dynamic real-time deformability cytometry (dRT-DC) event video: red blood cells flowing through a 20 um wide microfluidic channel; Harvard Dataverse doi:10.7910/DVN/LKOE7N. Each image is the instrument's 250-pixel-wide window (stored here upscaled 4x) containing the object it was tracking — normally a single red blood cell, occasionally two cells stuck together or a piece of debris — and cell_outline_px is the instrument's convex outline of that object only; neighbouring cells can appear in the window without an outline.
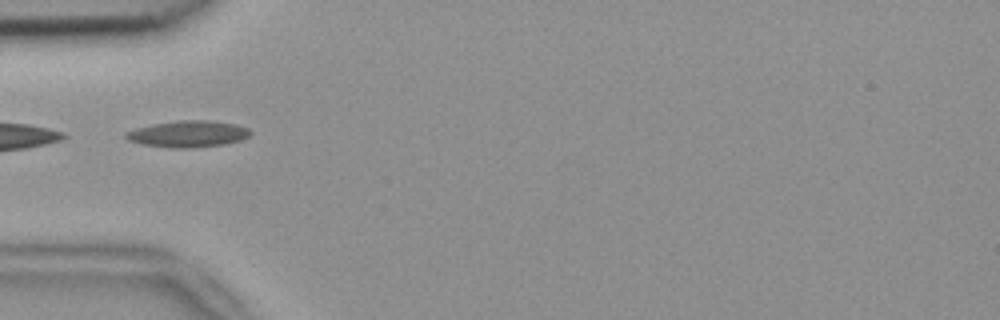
{"species": "common noctule bat (a hibernating species)", "species_latin": "Nyctalus noctula", "temperature_condition": "room temperature", "stored_images_in_passage": 37, "camera_frame_rate_fps": 3000, "um_per_image_px": 0.085, "animal": {"sex": "female", "body_mass_g": 18.4}, "frame": {"image": 1, "passage_image": 1, "time_ms": 0.0, "image_size_px": [1000, 320], "cell_outline_px": [[252, 132], [248, 136], [240, 140], [224, 144], [188, 148], [172, 148], [140, 144], [128, 140], [124, 136], [124, 132], [136, 128], [152, 124], [180, 120], [208, 120], [236, 124], [248, 128]], "centroid_in_image_um": [15.95, 11.38], "position_along_channel_um": 69.1, "area_um2": 19.25}}
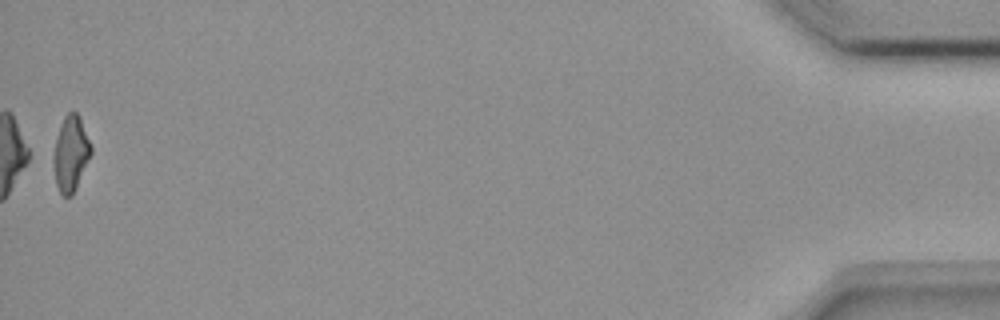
{"frame": {"image": 2, "passage_image": 37, "time_ms": 12.0, "image_size_px": [1000, 320], "cell_outline_px": [[92, 152], [72, 196], [64, 196], [60, 192], [56, 184], [56, 140], [64, 116], [68, 112], [76, 112], [80, 116], [92, 144]], "centroid_in_image_um": [6.08, 13.01], "position_along_channel_um": 429.1, "area_um2": 15.78}, "authors_computed_cell_mechanics": {"area_um2": 17.1666, "velocity_mm_per_s": 3.7859, "shape_relaxation_time_tau1_ms": null, "shape_relaxation_time_tau2_ms": 7.1194, "deformation_change_tau1": null, "deformation_change_tau2": 0.1733}}